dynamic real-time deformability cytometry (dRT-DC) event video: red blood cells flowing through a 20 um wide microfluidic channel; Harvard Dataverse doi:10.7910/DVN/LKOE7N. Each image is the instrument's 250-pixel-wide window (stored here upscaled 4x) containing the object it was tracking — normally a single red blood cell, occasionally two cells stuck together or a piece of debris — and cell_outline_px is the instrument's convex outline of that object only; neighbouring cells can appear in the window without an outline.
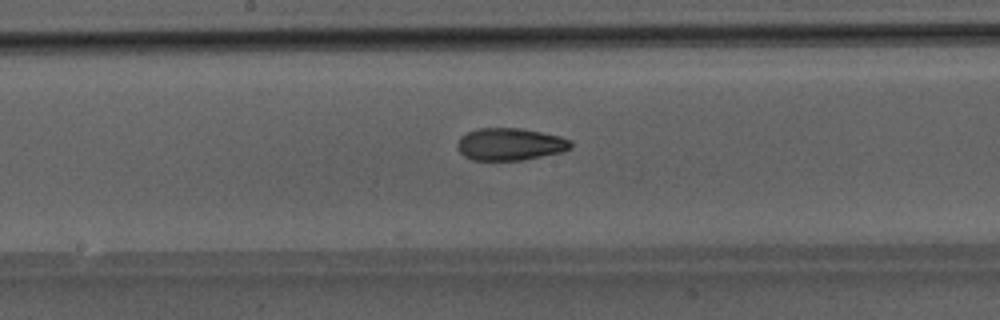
{"species": "Egyptian fruit bat (a non-hibernating species)", "species_latin": "Rousettus aegyptiacus", "temperature_condition": "room temperature", "stored_images_in_passage": 49, "camera_frame_rate_fps": 3000, "um_per_image_px": 0.085, "animal": {"sex": "male"}, "frame": {"image": 1, "passage_image": 26, "time_ms": 8.333, "image_size_px": [1000, 320], "cell_outline_px": [[572, 148], [564, 152], [524, 160], [472, 160], [464, 156], [460, 152], [456, 144], [460, 136], [468, 132], [480, 128], [520, 128], [560, 136], [572, 140]], "centroid_in_image_um": [43.38, 12.26], "position_along_channel_um": 204.8, "area_um2": 21.56}}
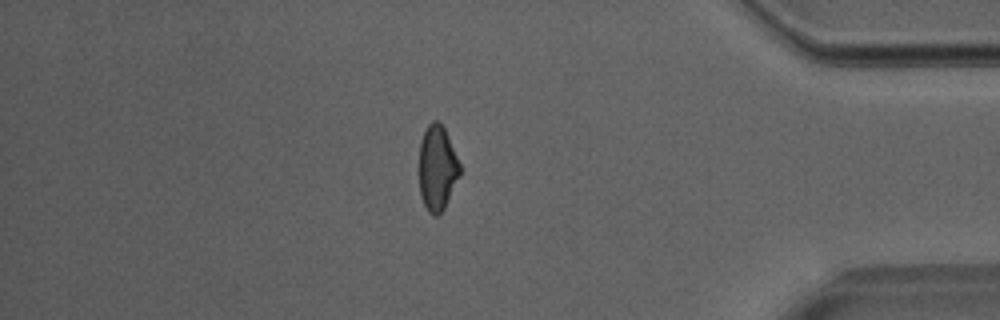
{"frame": {"image": 2, "passage_image": 42, "time_ms": 13.667, "image_size_px": [1000, 320], "cell_outline_px": [[460, 176], [444, 208], [436, 216], [432, 216], [428, 212], [420, 196], [420, 140], [428, 124], [432, 120], [436, 120], [444, 128], [460, 164]], "centroid_in_image_um": [37.16, 14.3], "position_along_channel_um": 398.0, "area_um2": 20.0}}
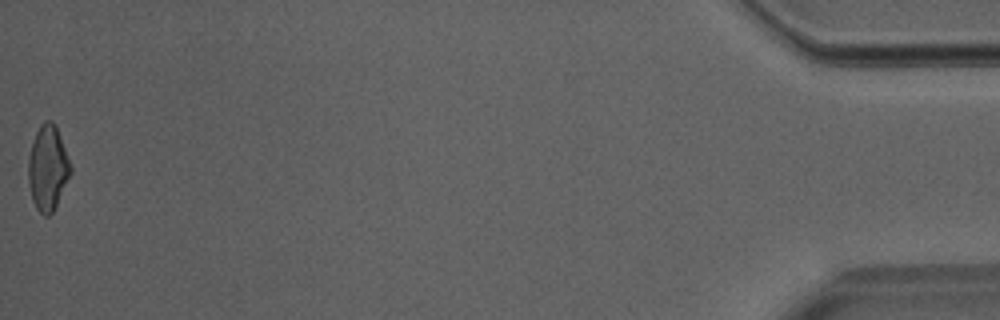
{"frame": {"image": 3, "passage_image": 49, "time_ms": 16.0, "image_size_px": [1000, 320], "cell_outline_px": [[72, 172], [52, 212], [48, 216], [44, 216], [36, 208], [32, 200], [28, 180], [28, 156], [36, 132], [40, 124], [44, 120], [52, 120], [56, 128], [72, 168]], "centroid_in_image_um": [4.04, 14.28], "position_along_channel_um": 431.2, "area_um2": 20.63}}